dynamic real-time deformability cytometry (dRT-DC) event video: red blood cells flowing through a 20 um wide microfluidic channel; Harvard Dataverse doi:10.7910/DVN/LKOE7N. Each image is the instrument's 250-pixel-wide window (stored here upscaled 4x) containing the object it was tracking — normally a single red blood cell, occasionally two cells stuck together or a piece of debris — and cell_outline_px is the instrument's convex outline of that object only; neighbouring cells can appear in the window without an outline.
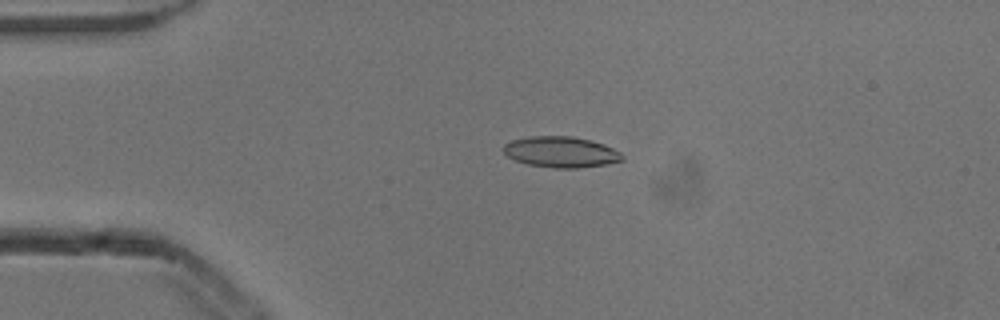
{"species": "common noctule bat (a hibernating species)", "species_latin": "Nyctalus noctula", "temperature_condition": "cold", "stored_images_in_passage": 5, "camera_frame_rate_fps": 3000, "um_per_image_px": 0.085, "animal": {"sex": "male", "body_mass_g": 13.3}, "frame": {"image": 1, "passage_image": 4, "time_ms": 1.0, "image_size_px": [1000, 320], "cell_outline_px": [[624, 160], [604, 164], [576, 168], [556, 168], [528, 164], [516, 160], [508, 156], [504, 152], [504, 144], [512, 140], [528, 136], [572, 136], [604, 144], [620, 152], [624, 156]], "centroid_in_image_um": [47.68, 12.91], "position_along_channel_um": 37.3, "area_um2": 21.15}}